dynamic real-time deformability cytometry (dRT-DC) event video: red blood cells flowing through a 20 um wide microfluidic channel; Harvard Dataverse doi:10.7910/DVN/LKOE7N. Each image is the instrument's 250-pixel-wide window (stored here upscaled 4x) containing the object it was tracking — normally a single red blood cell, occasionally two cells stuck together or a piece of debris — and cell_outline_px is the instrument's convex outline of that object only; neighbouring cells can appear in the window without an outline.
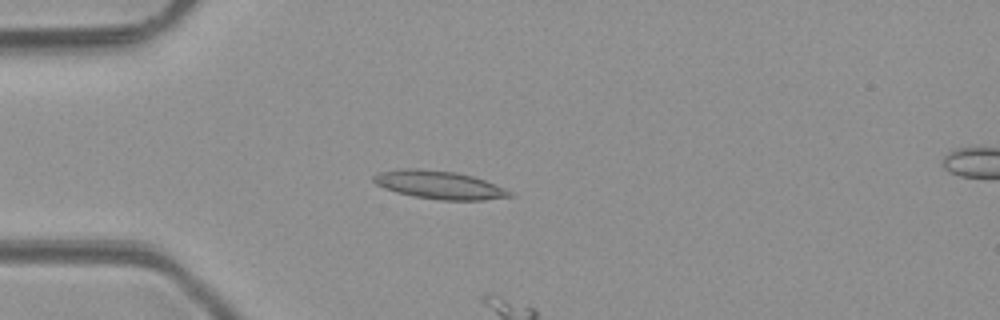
{"species": "common noctule bat (a hibernating species)", "species_latin": "Nyctalus noctula", "temperature_condition": "room temperature", "stored_images_in_passage": 5, "camera_frame_rate_fps": 3000, "um_per_image_px": 0.085, "animal": {"sex": "male", "body_mass_g": 23.1, "forearm_length_mm": 52.7}, "frame": {"image": 1, "passage_image": 3, "time_ms": 3.333, "image_size_px": [1000, 320], "cell_outline_px": [[516, 196], [484, 200], [440, 200], [412, 196], [396, 192], [384, 188], [376, 184], [372, 180], [372, 176], [380, 172], [400, 168], [416, 168], [456, 172], [472, 176], [484, 180], [504, 188], [512, 192]], "centroid_in_image_um": [37.32, 15.72], "position_along_channel_um": 47.7, "area_um2": 22.43}}